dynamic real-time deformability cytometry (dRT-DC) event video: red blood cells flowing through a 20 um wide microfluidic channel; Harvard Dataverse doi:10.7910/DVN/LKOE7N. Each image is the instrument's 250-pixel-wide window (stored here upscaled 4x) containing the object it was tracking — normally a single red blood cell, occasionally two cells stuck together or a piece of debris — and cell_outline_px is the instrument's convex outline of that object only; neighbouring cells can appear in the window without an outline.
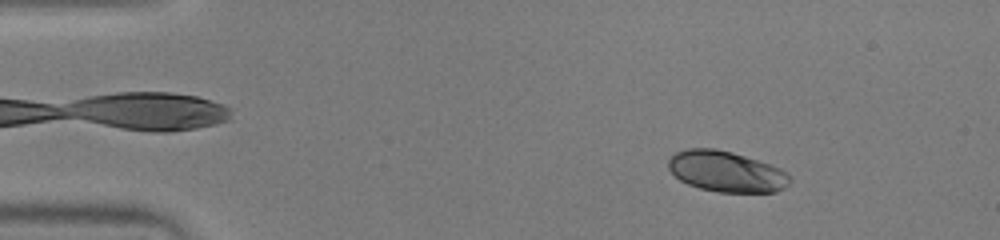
{"species": "human", "species_latin": "Homo sapiens", "temperature_condition": "warm", "stored_images_in_passage": 51, "camera_frame_rate_fps": 3000, "um_per_image_px": 0.085, "donor": {"sex": "male"}, "frame": {"image": 1, "passage_image": 7, "time_ms": 2.0, "image_size_px": [1000, 240], "cell_outline_px": [[788, 184], [784, 188], [776, 192], [716, 192], [700, 188], [688, 184], [680, 180], [668, 168], [668, 160], [676, 152], [688, 148], [716, 148], [732, 152], [780, 168], [788, 172]], "centroid_in_image_um": [61.71, 14.58], "position_along_channel_um": 23.3, "area_um2": 28.67}}
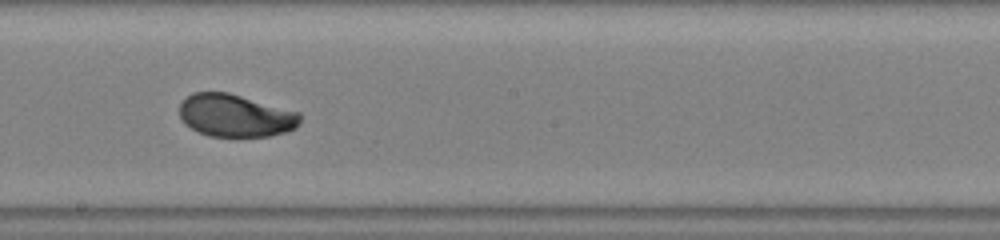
{"frame": {"image": 2, "passage_image": 29, "time_ms": 9.333, "image_size_px": [1000, 240], "cell_outline_px": [[300, 124], [296, 128], [288, 132], [268, 136], [208, 136], [184, 124], [180, 116], [180, 104], [192, 92], [228, 92], [300, 112]], "centroid_in_image_um": [20.04, 9.82], "position_along_channel_um": 228.2, "area_um2": 30.0}}
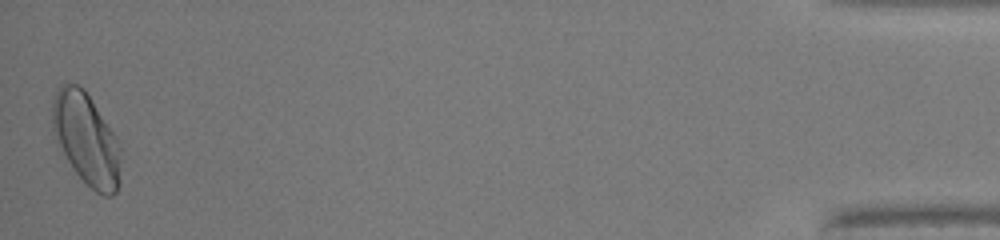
{"frame": {"image": 3, "passage_image": 51, "time_ms": 16.667, "image_size_px": [1000, 240], "cell_outline_px": [[120, 184], [116, 192], [112, 196], [104, 196], [96, 192], [76, 172], [68, 160], [52, 128], [52, 96], [56, 88], [60, 84], [76, 84], [84, 88], [120, 144]], "centroid_in_image_um": [7.34, 11.8], "position_along_channel_um": 427.9, "area_um2": 36.13}, "authors_computed_cell_mechanics": {"area_um2": 30.056, "velocity_mm_per_s": 3.9882, "shape_relaxation_time_tau1_ms": 3.321, "shape_relaxation_time_tau2_ms": null, "deformation_change_tau1": 0.1733, "deformation_change_tau2": null}}